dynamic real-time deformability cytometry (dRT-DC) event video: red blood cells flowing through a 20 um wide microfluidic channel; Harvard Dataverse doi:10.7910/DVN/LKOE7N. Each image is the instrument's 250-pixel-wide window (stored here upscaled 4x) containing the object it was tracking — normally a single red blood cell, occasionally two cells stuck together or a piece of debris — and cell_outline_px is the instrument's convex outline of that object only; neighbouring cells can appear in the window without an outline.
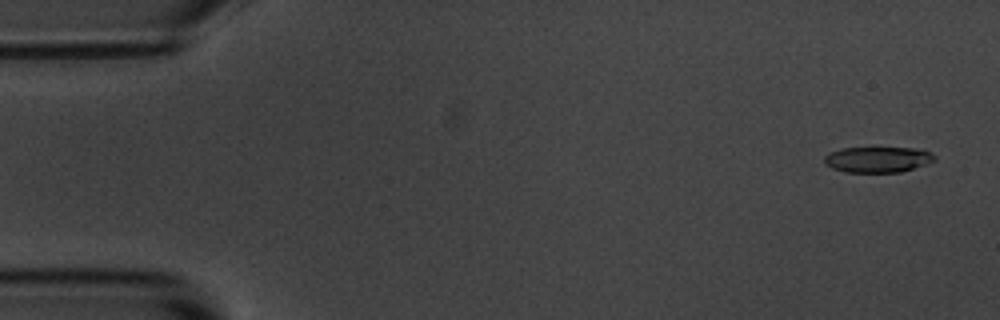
{"species": "common noctule bat (a hibernating species)", "species_latin": "Nyctalus noctula", "temperature_condition": "room temperature", "stored_images_in_passage": 3, "camera_frame_rate_fps": 3000, "um_per_image_px": 0.085, "animal": {"sex": "male", "body_mass_g": 20.1, "forearm_length_mm": 53.5}, "frame": {"image": 1, "passage_image": 1, "time_ms": 0.0, "image_size_px": [1000, 320], "cell_outline_px": [[936, 160], [900, 172], [844, 172], [832, 168], [824, 164], [824, 156], [828, 152], [840, 148], [916, 148], [928, 152], [936, 156]], "centroid_in_image_um": [74.54, 13.55], "position_along_channel_um": 10.5, "area_um2": 16.47}}